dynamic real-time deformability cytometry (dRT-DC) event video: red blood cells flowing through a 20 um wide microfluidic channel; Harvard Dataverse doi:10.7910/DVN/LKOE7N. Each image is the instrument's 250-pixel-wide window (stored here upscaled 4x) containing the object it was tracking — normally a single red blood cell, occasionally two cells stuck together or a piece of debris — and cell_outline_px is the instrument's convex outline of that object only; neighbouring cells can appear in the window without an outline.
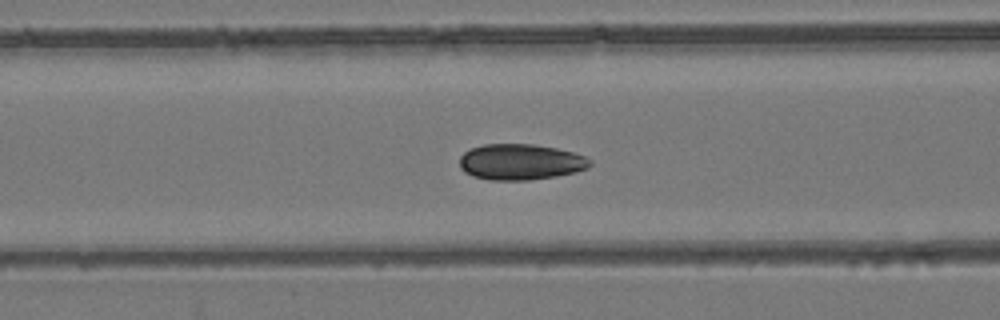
{"species": "common noctule bat (a hibernating species)", "species_latin": "Nyctalus noctula", "temperature_condition": "room temperature", "stored_images_in_passage": 47, "camera_frame_rate_fps": 3000, "um_per_image_px": 0.085, "animal": {"sex": "female", "body_mass_g": 24.6, "forearm_length_mm": 56.2}, "frame": {"image": 1, "passage_image": 15, "time_ms": 4.667, "image_size_px": [1000, 320], "cell_outline_px": [[592, 164], [588, 168], [576, 172], [556, 176], [528, 180], [492, 180], [472, 176], [464, 172], [460, 168], [460, 156], [464, 152], [472, 148], [484, 144], [532, 144], [556, 148], [572, 152], [584, 156], [592, 160]], "centroid_in_image_um": [44.25, 13.77], "position_along_channel_um": 122.4, "area_um2": 27.34}}
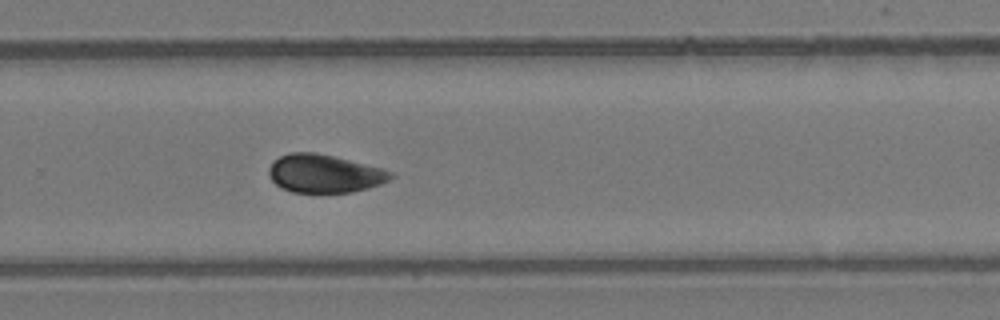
{"frame": {"image": 2, "passage_image": 29, "time_ms": 9.333, "image_size_px": [1000, 320], "cell_outline_px": [[396, 176], [380, 184], [368, 188], [352, 192], [292, 192], [280, 188], [272, 180], [268, 172], [268, 168], [272, 160], [288, 152], [316, 152], [380, 168], [392, 172]], "centroid_in_image_um": [27.53, 14.75], "position_along_channel_um": 302.3, "area_um2": 27.05}}
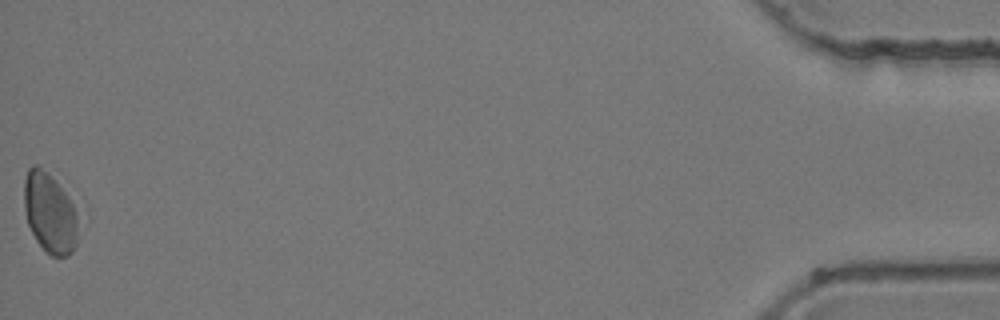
{"frame": {"image": 3, "passage_image": 47, "time_ms": 15.333, "image_size_px": [1000, 320], "cell_outline_px": [[88, 224], [76, 248], [68, 256], [52, 256], [44, 252], [36, 240], [28, 224], [24, 208], [24, 180], [28, 168], [32, 164], [40, 164], [88, 216]], "centroid_in_image_um": [4.44, 18.15], "position_along_channel_um": 430.8, "area_um2": 27.98}, "authors_computed_cell_mechanics": {"area_um2": 26.877, "velocity_mm_per_s": 3.8706, "shape_relaxation_time_tau1_ms": 3.2292, "shape_relaxation_time_tau2_ms": 1.7178, "deformation_change_tau1": 0.0816, "deformation_change_tau2": 0.0378}}